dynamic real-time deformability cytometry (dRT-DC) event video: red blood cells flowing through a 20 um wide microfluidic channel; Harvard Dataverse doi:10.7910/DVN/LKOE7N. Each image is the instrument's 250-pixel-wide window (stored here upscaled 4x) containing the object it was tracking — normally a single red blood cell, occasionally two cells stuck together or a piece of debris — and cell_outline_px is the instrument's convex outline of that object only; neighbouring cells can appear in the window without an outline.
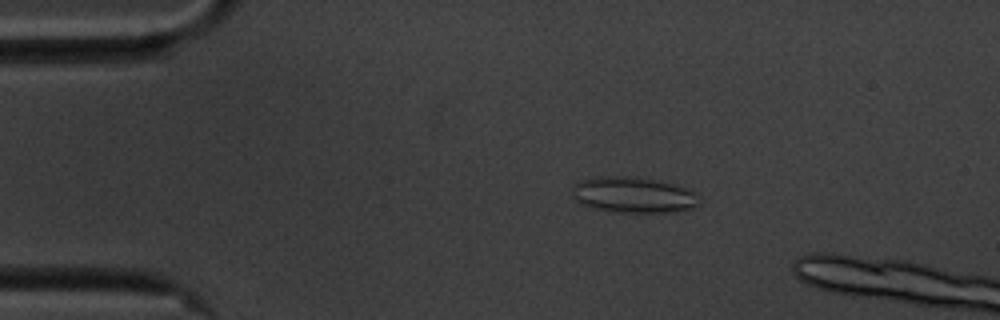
{"species": "common noctule bat (a hibernating species)", "species_latin": "Nyctalus noctula", "temperature_condition": "cold", "stored_images_in_passage": 52, "camera_frame_rate_fps": 3000, "um_per_image_px": 0.085, "animal": {"sex": "male", "body_mass_g": 20.1, "forearm_length_mm": 53.5}, "frame": {"image": 1, "passage_image": 11, "time_ms": 3.333, "image_size_px": [1000, 320], "cell_outline_px": [[700, 204], [692, 208], [676, 212], [608, 212], [588, 208], [580, 204], [572, 196], [572, 184], [580, 180], [592, 176], [628, 176], [652, 180], [684, 188], [700, 196]], "centroid_in_image_um": [53.74, 16.59], "position_along_channel_um": 31.3, "area_um2": 26.82}}
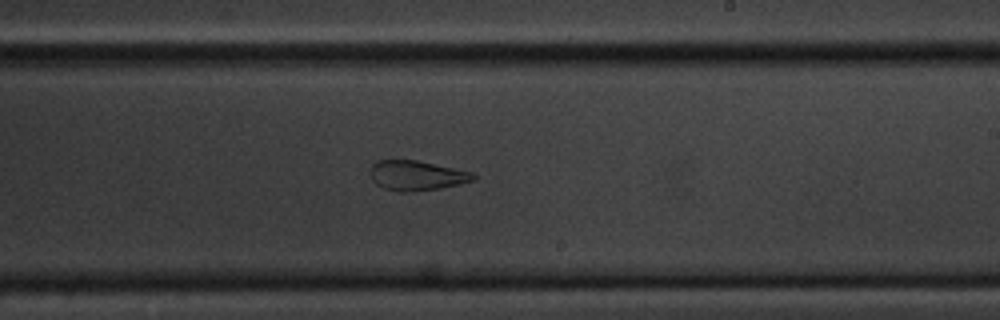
{"frame": {"image": 2, "passage_image": 34, "time_ms": 11.0, "image_size_px": [1000, 320], "cell_outline_px": [[476, 180], [460, 184], [440, 188], [408, 192], [400, 192], [384, 188], [376, 184], [372, 180], [368, 172], [372, 164], [376, 160], [416, 160], [472, 172], [476, 176]], "centroid_in_image_um": [35.38, 14.92], "position_along_channel_um": 253.6, "area_um2": 18.03}}
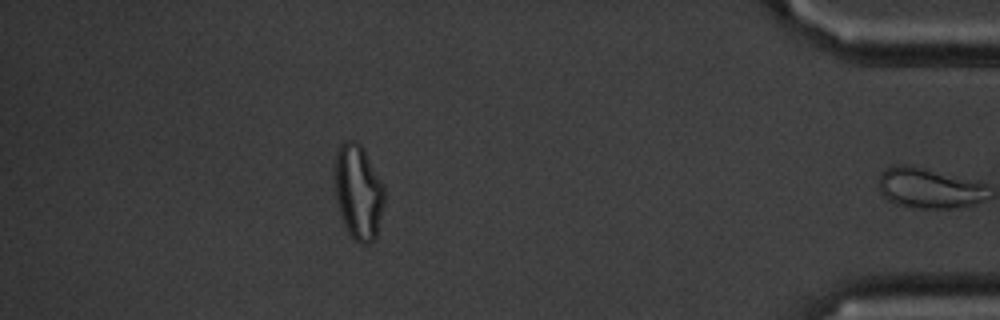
{"frame": {"image": 3, "passage_image": 51, "time_ms": 16.667, "image_size_px": [1000, 320], "cell_outline_px": [[384, 200], [376, 236], [368, 244], [360, 244], [348, 232], [340, 216], [336, 200], [336, 156], [340, 144], [344, 140], [356, 140], [364, 148], [384, 184]], "centroid_in_image_um": [30.47, 16.29], "position_along_channel_um": 404.7, "area_um2": 27.28}, "authors_computed_cell_mechanics": {"area_um2": 23.4379, "velocity_mm_per_s": 3.4941, "shape_relaxation_time_tau1_ms": null, "shape_relaxation_time_tau2_ms": 2.0229, "deformation_change_tau1": null, "deformation_change_tau2": 0.1039}}